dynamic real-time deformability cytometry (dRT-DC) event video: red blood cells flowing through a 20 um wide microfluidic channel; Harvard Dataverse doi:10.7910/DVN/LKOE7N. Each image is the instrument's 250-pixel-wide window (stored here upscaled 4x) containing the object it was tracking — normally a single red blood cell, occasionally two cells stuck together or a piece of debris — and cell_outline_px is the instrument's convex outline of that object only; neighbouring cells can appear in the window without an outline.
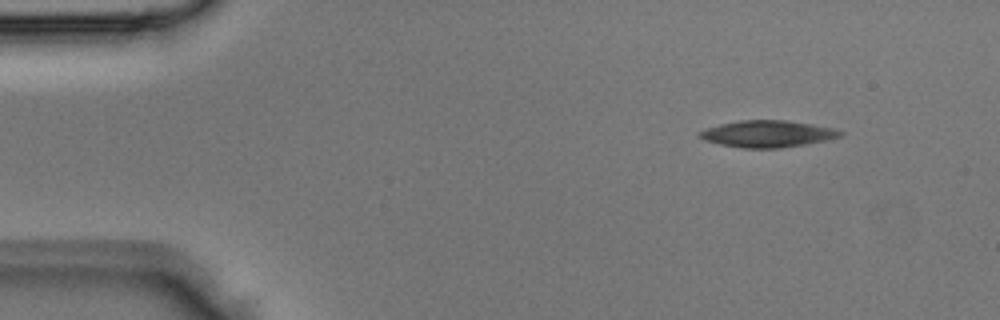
{"species": "Egyptian fruit bat (a non-hibernating species)", "species_latin": "Rousettus aegyptiacus", "temperature_condition": "room temperature", "stored_images_in_passage": 2, "camera_frame_rate_fps": 3000, "um_per_image_px": 0.085, "animal": {"sex": "male"}, "frame": {"image": 1, "passage_image": 1, "time_ms": 0.0, "image_size_px": [1000, 320], "cell_outline_px": [[844, 132], [840, 136], [828, 140], [780, 148], [744, 148], [720, 144], [704, 140], [696, 136], [696, 132], [720, 124], [740, 120], [788, 120], [812, 124], [832, 128]], "centroid_in_image_um": [65.21, 11.37], "position_along_channel_um": 19.8, "area_um2": 21.91}}